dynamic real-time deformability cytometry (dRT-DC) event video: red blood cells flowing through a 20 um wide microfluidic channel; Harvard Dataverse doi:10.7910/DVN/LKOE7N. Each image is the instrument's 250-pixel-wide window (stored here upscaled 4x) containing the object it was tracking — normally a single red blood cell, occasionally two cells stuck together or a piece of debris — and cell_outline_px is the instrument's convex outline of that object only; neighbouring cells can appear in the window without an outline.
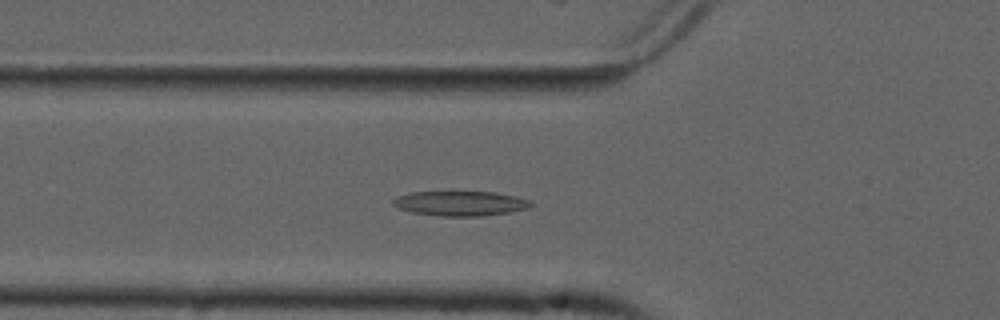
{"species": "common noctule bat (a hibernating species)", "species_latin": "Nyctalus noctula", "temperature_condition": "cold", "stored_images_in_passage": 44, "camera_frame_rate_fps": 3000, "um_per_image_px": 0.085, "animal": {"sex": "male", "forearm_length_mm": 52.5}, "frame": {"image": 1, "passage_image": 9, "time_ms": 2.667, "image_size_px": [1000, 320], "cell_outline_px": [[532, 204], [528, 208], [512, 212], [484, 216], [440, 216], [412, 212], [400, 208], [392, 204], [392, 200], [396, 196], [412, 192], [452, 188], [496, 192], [516, 196], [532, 200]], "centroid_in_image_um": [39.13, 17.23], "position_along_channel_um": 86.7, "area_um2": 21.21}}
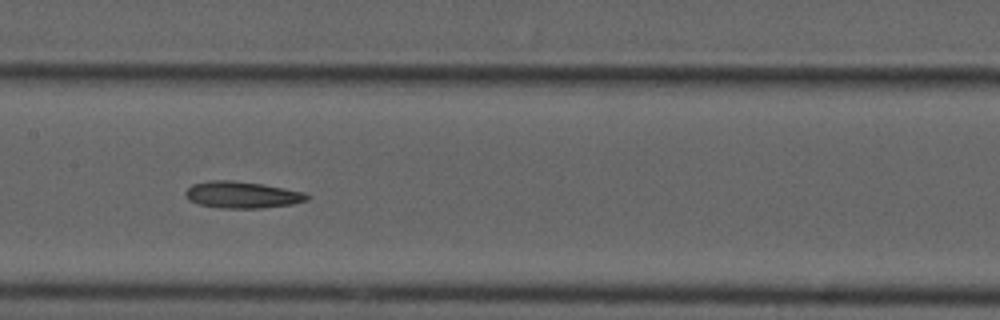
{"frame": {"image": 2, "passage_image": 17, "time_ms": 5.333, "image_size_px": [1000, 320], "cell_outline_px": [[312, 196], [308, 200], [292, 204], [264, 208], [220, 208], [200, 204], [188, 200], [184, 196], [184, 192], [192, 184], [212, 180], [232, 180], [264, 184], [304, 192]], "centroid_in_image_um": [20.59, 16.56], "position_along_channel_um": 186.8, "area_um2": 19.07}}
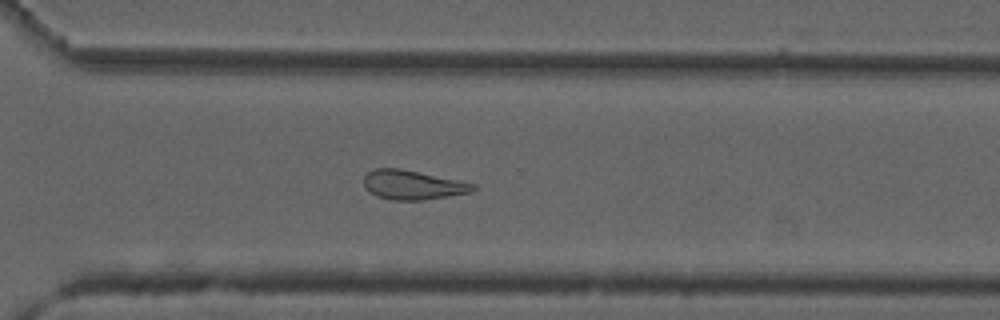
{"frame": {"image": 3, "passage_image": 29, "time_ms": 9.333, "image_size_px": [1000, 320], "cell_outline_px": [[476, 188], [468, 192], [448, 196], [420, 200], [392, 200], [376, 196], [368, 192], [364, 188], [364, 176], [368, 172], [376, 168], [400, 168], [476, 184]], "centroid_in_image_um": [35.01, 15.72], "position_along_channel_um": 335.6, "area_um2": 18.5}, "authors_computed_cell_mechanics": {"area_um2": 19.652, "velocity_mm_per_s": 3.7306, "shape_relaxation_time_tau1_ms": null, "shape_relaxation_time_tau2_ms": 7.5726, "deformation_change_tau1": null, "deformation_change_tau2": 0.1855}}